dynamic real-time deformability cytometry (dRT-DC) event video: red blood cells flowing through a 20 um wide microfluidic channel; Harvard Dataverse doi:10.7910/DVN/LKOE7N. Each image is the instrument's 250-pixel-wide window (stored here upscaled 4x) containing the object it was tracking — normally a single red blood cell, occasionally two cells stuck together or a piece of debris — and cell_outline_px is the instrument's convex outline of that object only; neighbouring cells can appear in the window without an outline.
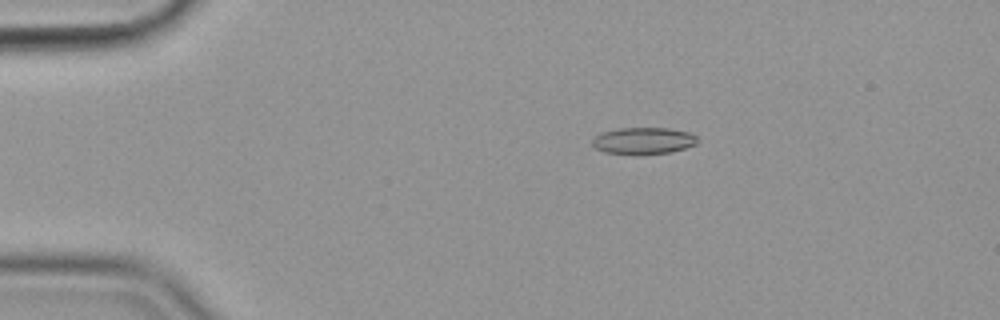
{"species": "common noctule bat (a hibernating species)", "species_latin": "Nyctalus noctula", "temperature_condition": "cold", "stored_images_in_passage": 57, "camera_frame_rate_fps": 3000, "um_per_image_px": 0.085, "animal": {"sex": "female", "body_mass_g": 19.9}, "frame": {"image": 1, "passage_image": 11, "time_ms": 3.333, "image_size_px": [1000, 320], "cell_outline_px": [[696, 144], [672, 152], [640, 156], [632, 156], [604, 152], [596, 148], [592, 144], [592, 140], [600, 132], [620, 128], [668, 128], [688, 132], [696, 136]], "centroid_in_image_um": [54.65, 11.99], "position_along_channel_um": 30.4, "area_um2": 16.76}}
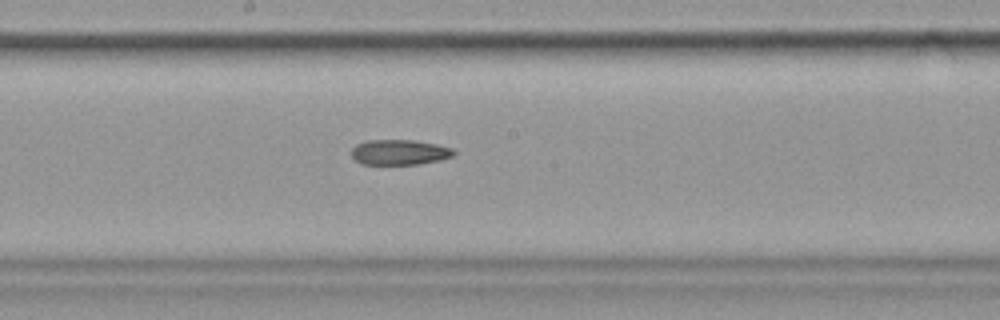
{"frame": {"image": 2, "passage_image": 31, "time_ms": 10.0, "image_size_px": [1000, 320], "cell_outline_px": [[456, 152], [452, 156], [440, 160], [420, 164], [360, 164], [352, 156], [352, 148], [356, 144], [368, 140], [412, 140], [436, 144], [452, 148]], "centroid_in_image_um": [33.95, 12.94], "position_along_channel_um": 214.2, "area_um2": 15.03}}
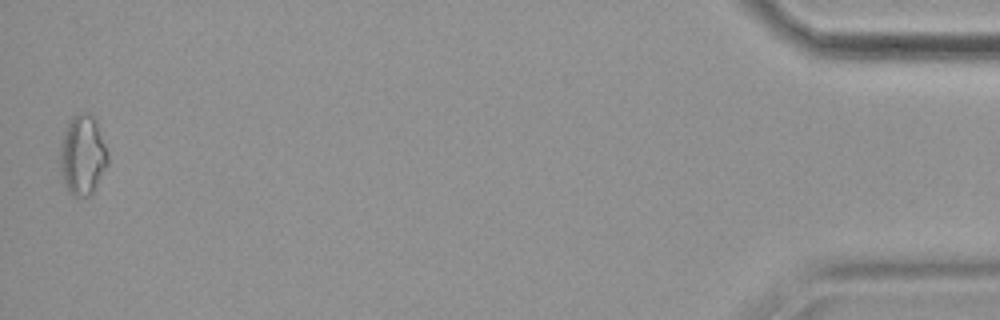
{"frame": {"image": 3, "passage_image": 56, "time_ms": 18.333, "image_size_px": [1000, 320], "cell_outline_px": [[108, 164], [92, 192], [88, 196], [72, 196], [68, 192], [60, 176], [60, 140], [68, 120], [76, 112], [84, 112], [96, 116], [108, 152]], "centroid_in_image_um": [7.0, 13.13], "position_along_channel_um": 428.2, "area_um2": 22.89}}